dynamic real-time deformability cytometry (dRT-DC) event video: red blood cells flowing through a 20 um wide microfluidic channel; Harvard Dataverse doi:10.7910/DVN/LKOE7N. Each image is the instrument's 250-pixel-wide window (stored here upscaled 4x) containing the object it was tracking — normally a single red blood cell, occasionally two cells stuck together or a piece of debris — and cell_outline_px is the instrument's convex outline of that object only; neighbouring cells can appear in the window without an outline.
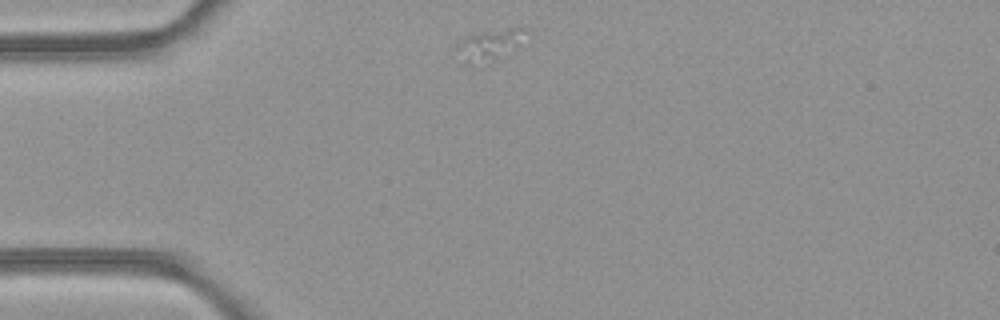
{"species": "common noctule bat (a hibernating species)", "species_latin": "Nyctalus noctula", "temperature_condition": "room temperature", "stored_images_in_passage": 4, "camera_frame_rate_fps": 3000, "um_per_image_px": 0.085, "animal": {"sex": "female", "body_mass_g": 21.9}, "frame": {"image": 1, "passage_image": 1, "time_ms": 0.0, "image_size_px": [1000, 320], "cell_outline_px": [[528, 28], [516, 44], [492, 64], [484, 68], [472, 68], [460, 64], [452, 60], [456, 44], [480, 32], [512, 28]], "centroid_in_image_um": [41.35, 4.01], "position_along_channel_um": 43.7, "area_um2": 13.24}}